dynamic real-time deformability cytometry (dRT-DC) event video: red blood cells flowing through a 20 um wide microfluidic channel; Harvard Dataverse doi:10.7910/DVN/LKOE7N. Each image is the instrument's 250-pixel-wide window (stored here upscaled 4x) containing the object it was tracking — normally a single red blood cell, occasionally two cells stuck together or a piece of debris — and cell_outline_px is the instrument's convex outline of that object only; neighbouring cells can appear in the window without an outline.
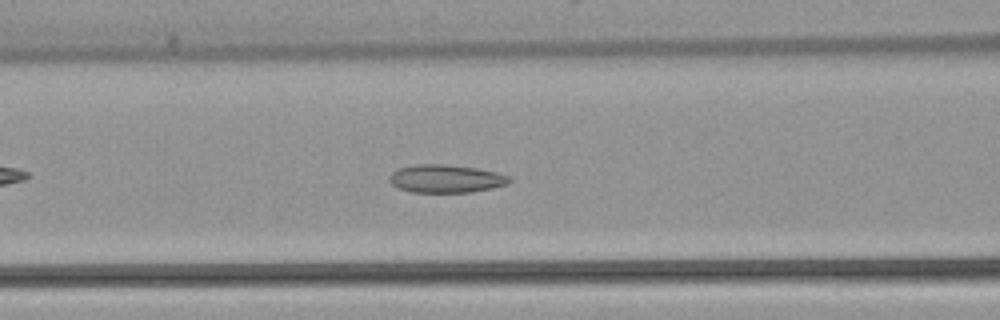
{"species": "common noctule bat (a hibernating species)", "species_latin": "Nyctalus noctula", "temperature_condition": "warm", "stored_images_in_passage": 52, "camera_frame_rate_fps": 3000, "um_per_image_px": 0.085, "animal": {"sex": "female", "body_mass_g": 22.7, "forearm_length_mm": 54.2}, "frame": {"image": 1, "passage_image": 21, "time_ms": 6.667, "image_size_px": [1000, 320], "cell_outline_px": [[512, 180], [508, 184], [492, 188], [468, 192], [412, 192], [400, 188], [392, 184], [388, 180], [388, 176], [396, 168], [416, 164], [444, 164], [476, 168], [496, 172], [508, 176]], "centroid_in_image_um": [37.87, 15.18], "position_along_channel_um": 128.7, "area_um2": 19.59}}
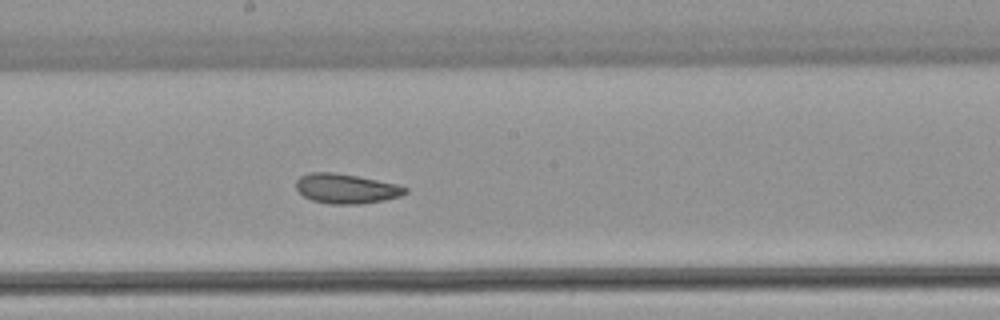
{"frame": {"image": 2, "passage_image": 28, "time_ms": 9.0, "image_size_px": [1000, 320], "cell_outline_px": [[408, 192], [400, 196], [384, 200], [360, 204], [332, 204], [312, 200], [304, 196], [296, 188], [296, 180], [300, 176], [312, 172], [332, 172], [356, 176], [396, 184], [408, 188]], "centroid_in_image_um": [29.42, 16.03], "position_along_channel_um": 218.8, "area_um2": 18.73}}
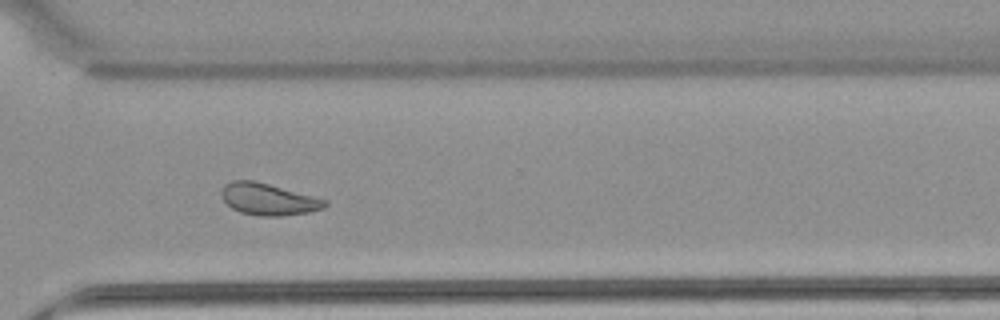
{"frame": {"image": 3, "passage_image": 38, "time_ms": 12.333, "image_size_px": [1000, 320], "cell_outline_px": [[328, 204], [324, 208], [308, 212], [284, 216], [256, 216], [240, 212], [232, 208], [220, 196], [220, 192], [224, 184], [232, 180], [252, 180], [268, 184], [328, 200]], "centroid_in_image_um": [22.79, 16.94], "position_along_channel_um": 347.8, "area_um2": 19.19}, "authors_computed_cell_mechanics": {"area_um2": 20.3167, "velocity_mm_per_s": 3.8759, "shape_relaxation_time_tau1_ms": null, "shape_relaxation_time_tau2_ms": 3.5117, "deformation_change_tau1": null, "deformation_change_tau2": 0.0869}}